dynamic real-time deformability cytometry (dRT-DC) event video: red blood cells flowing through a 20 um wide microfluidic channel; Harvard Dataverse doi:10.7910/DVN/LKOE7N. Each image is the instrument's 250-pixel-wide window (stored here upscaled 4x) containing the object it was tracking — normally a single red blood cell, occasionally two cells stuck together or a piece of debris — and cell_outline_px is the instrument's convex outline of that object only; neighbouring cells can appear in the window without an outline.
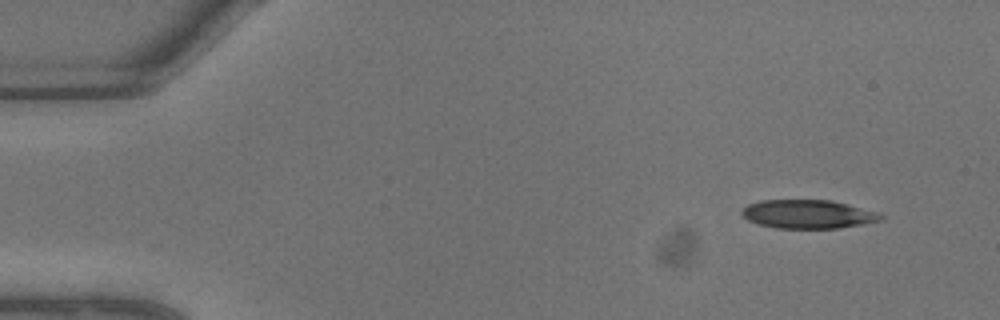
{"species": "common noctule bat (a hibernating species)", "species_latin": "Nyctalus noctula", "temperature_condition": "warm", "stored_images_in_passage": 7, "camera_frame_rate_fps": 3000, "um_per_image_px": 0.085, "animal": {"sex": "male", "body_mass_g": 13.3}, "frame": {"image": 1, "passage_image": 1, "time_ms": 0.0, "image_size_px": [1000, 320], "cell_outline_px": [[884, 216], [880, 220], [840, 228], [776, 228], [760, 224], [748, 220], [740, 212], [748, 204], [760, 200], [832, 200], [848, 204], [876, 212]], "centroid_in_image_um": [68.65, 18.19], "position_along_channel_um": 16.3, "area_um2": 22.95}}
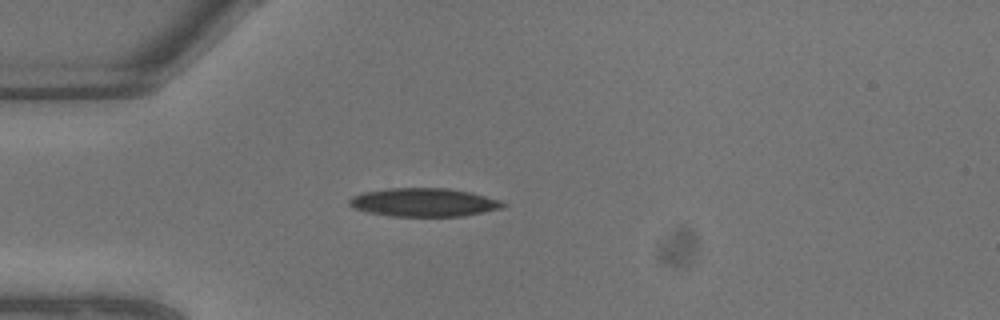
{"frame": {"image": 2, "passage_image": 5, "time_ms": 1.333, "image_size_px": [1000, 320], "cell_outline_px": [[508, 204], [504, 208], [464, 216], [392, 216], [368, 212], [352, 208], [348, 204], [348, 200], [352, 196], [364, 192], [388, 188], [448, 188], [472, 192], [500, 200]], "centroid_in_image_um": [36.05, 17.2], "position_along_channel_um": 49.0, "area_um2": 25.66}}
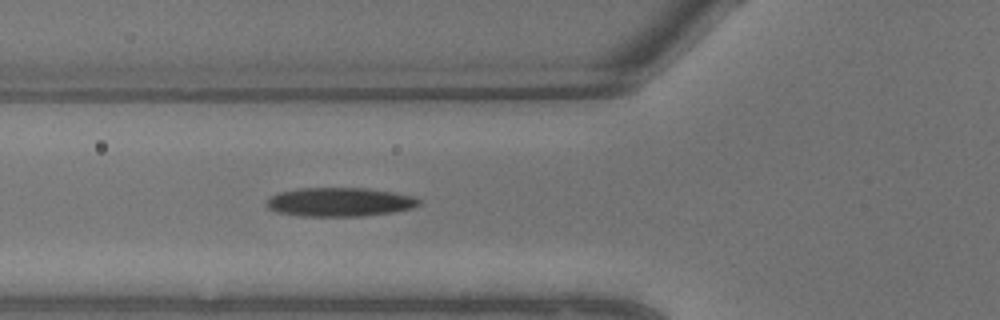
{"frame": {"image": 3, "passage_image": 7, "time_ms": 2.0, "image_size_px": [1000, 320], "cell_outline_px": [[420, 204], [412, 208], [392, 212], [364, 216], [304, 216], [276, 212], [268, 208], [264, 204], [264, 200], [268, 196], [280, 192], [300, 188], [368, 188], [416, 196], [420, 200]], "centroid_in_image_um": [28.83, 17.17], "position_along_channel_um": 97.0, "area_um2": 25.89}}